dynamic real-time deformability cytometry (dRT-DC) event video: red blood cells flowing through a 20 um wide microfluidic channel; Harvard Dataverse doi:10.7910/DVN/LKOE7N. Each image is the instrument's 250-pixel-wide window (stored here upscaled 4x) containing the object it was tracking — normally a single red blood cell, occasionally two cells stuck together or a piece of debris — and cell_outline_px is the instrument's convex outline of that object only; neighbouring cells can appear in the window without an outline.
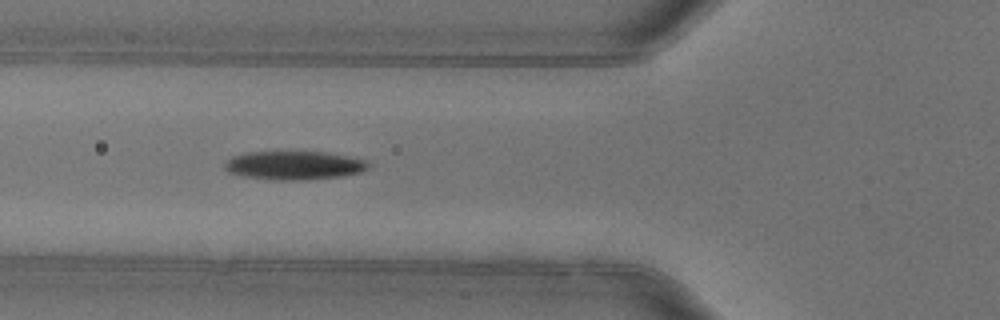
{"species": "common noctule bat (a hibernating species)", "species_latin": "Nyctalus noctula", "temperature_condition": "warm", "stored_images_in_passage": 5, "camera_frame_rate_fps": 3000, "um_per_image_px": 0.085, "animal": {"sex": "female"}, "frame": {"image": 1, "passage_image": 3, "time_ms": 0.667, "image_size_px": [1000, 320], "cell_outline_px": [[372, 164], [364, 172], [340, 176], [300, 180], [276, 180], [244, 176], [228, 172], [224, 168], [224, 164], [232, 156], [244, 152], [328, 152], [348, 156], [364, 160]], "centroid_in_image_um": [25.01, 14.05], "position_along_channel_um": 100.8, "area_um2": 23.99}}